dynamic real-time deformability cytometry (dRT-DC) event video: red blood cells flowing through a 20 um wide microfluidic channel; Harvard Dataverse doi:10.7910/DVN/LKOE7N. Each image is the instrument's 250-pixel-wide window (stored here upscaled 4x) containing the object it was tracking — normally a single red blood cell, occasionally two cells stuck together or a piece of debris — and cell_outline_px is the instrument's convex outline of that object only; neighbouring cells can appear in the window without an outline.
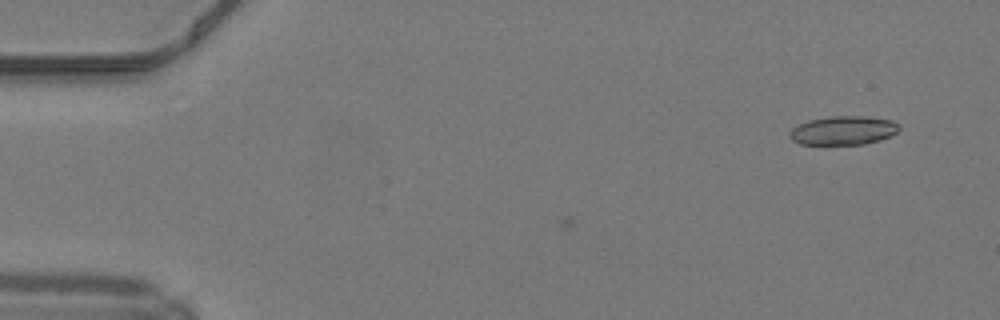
{"species": "common noctule bat (a hibernating species)", "species_latin": "Nyctalus noctula", "temperature_condition": "warm", "stored_images_in_passage": 46, "camera_frame_rate_fps": 3000, "um_per_image_px": 0.085, "animal": {"sex": "male", "body_mass_g": 19.2, "forearm_length_mm": 51.8}, "frame": {"image": 1, "passage_image": 1, "time_ms": 0.0, "image_size_px": [1000, 320], "cell_outline_px": [[900, 128], [892, 136], [880, 140], [864, 144], [832, 148], [824, 148], [800, 144], [792, 140], [792, 128], [808, 120], [828, 116], [864, 116], [892, 120], [900, 124]], "centroid_in_image_um": [71.68, 11.15], "position_along_channel_um": 13.3, "area_um2": 19.36}}
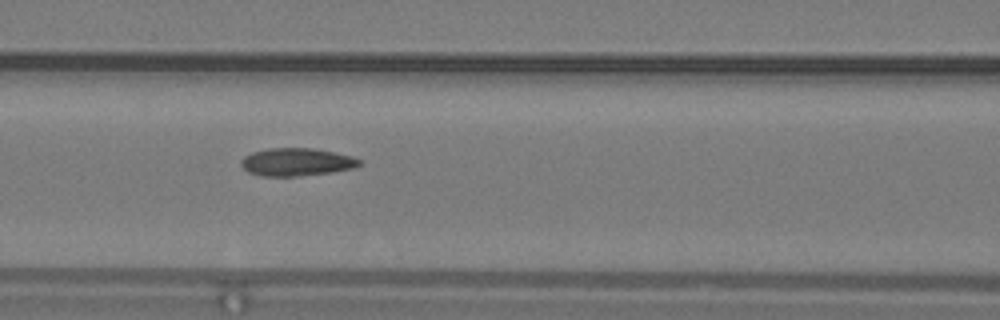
{"frame": {"image": 2, "passage_image": 19, "time_ms": 6.0, "image_size_px": [1000, 320], "cell_outline_px": [[360, 164], [352, 168], [332, 172], [300, 176], [264, 176], [248, 172], [240, 164], [240, 160], [244, 156], [252, 152], [268, 148], [312, 148], [352, 156], [360, 160]], "centroid_in_image_um": [25.17, 13.77], "position_along_channel_um": 141.4, "area_um2": 19.07}}
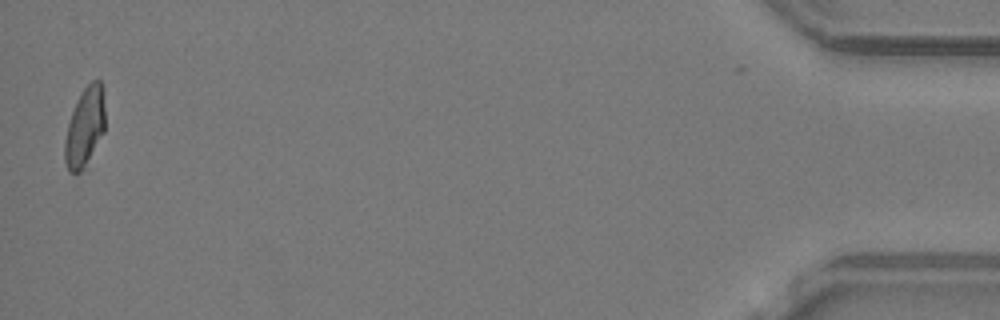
{"frame": {"image": 3, "passage_image": 46, "time_ms": 15.0, "image_size_px": [1000, 320], "cell_outline_px": [[104, 132], [84, 168], [80, 172], [68, 172], [64, 160], [64, 140], [68, 124], [72, 112], [84, 88], [92, 80], [100, 80], [104, 88]], "centroid_in_image_um": [7.21, 10.81], "position_along_channel_um": 428.0, "area_um2": 18.5}, "authors_computed_cell_mechanics": {"area_um2": 19.3052, "velocity_mm_per_s": 4.2272, "shape_relaxation_time_tau1_ms": 10.1736, "shape_relaxation_time_tau2_ms": 2.072, "deformation_change_tau1": 0.22, "deformation_change_tau2": 0.0752}}